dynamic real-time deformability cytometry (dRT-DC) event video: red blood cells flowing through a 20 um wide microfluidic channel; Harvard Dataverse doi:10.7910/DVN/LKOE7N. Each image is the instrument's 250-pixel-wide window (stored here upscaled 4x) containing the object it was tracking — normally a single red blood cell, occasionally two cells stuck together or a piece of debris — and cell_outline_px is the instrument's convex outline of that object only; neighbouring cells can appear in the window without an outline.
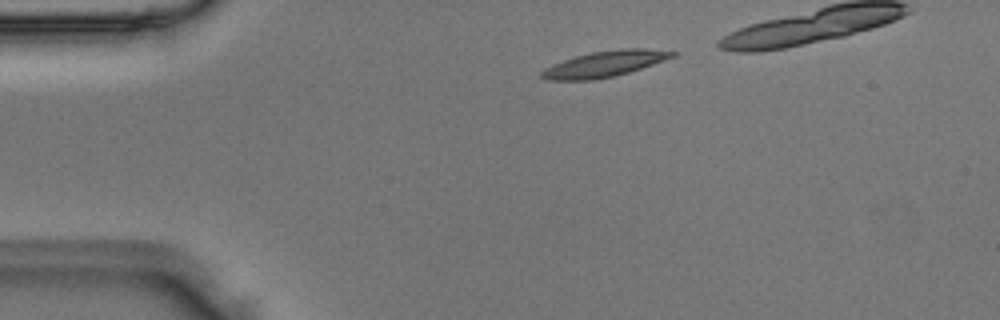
{"species": "Egyptian fruit bat (a non-hibernating species)", "species_latin": "Rousettus aegyptiacus", "temperature_condition": "room temperature", "stored_images_in_passage": 3, "camera_frame_rate_fps": 3000, "um_per_image_px": 0.085, "animal": {"sex": "male"}, "frame": {"image": 1, "passage_image": 1, "time_ms": 0.0, "image_size_px": [1000, 320], "cell_outline_px": [[680, 52], [676, 56], [616, 76], [592, 80], [544, 80], [540, 76], [540, 72], [564, 60], [576, 56], [592, 52], [624, 48], [644, 48]], "centroid_in_image_um": [51.43, 5.43], "position_along_channel_um": 33.6, "area_um2": 19.48}}